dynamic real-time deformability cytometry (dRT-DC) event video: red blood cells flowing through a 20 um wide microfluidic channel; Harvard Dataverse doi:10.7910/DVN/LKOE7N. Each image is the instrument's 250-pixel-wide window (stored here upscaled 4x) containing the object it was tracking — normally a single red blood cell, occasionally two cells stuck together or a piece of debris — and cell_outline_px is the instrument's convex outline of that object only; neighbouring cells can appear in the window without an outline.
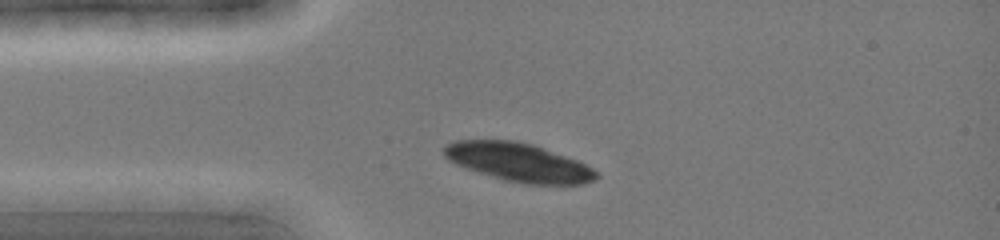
{"species": "common noctule bat (a hibernating species)", "species_latin": "Nyctalus noctula", "temperature_condition": "cold", "stored_images_in_passage": 6, "camera_frame_rate_fps": 3000, "um_per_image_px": 0.085, "animal": {"sex": "female", "body_mass_g": 19.0, "forearm_length_mm": 51.5}, "frame": {"image": 1, "passage_image": 3, "time_ms": 1.333, "image_size_px": [1000, 240], "cell_outline_px": [[600, 176], [596, 180], [580, 184], [528, 184], [504, 180], [464, 168], [448, 160], [444, 156], [444, 148], [448, 144], [456, 140], [512, 140], [532, 144], [576, 160], [600, 172]], "centroid_in_image_um": [44.08, 13.8], "position_along_channel_um": 40.9, "area_um2": 33.99}}